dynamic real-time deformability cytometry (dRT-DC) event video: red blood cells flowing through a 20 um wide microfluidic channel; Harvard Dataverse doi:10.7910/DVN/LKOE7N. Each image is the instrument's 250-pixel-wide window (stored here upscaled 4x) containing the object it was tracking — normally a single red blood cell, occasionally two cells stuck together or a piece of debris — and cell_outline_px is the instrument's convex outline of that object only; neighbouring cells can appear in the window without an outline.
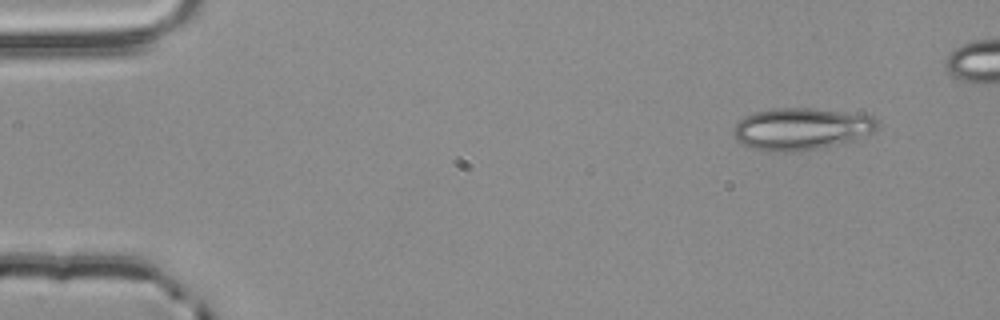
{"species": "common noctule bat (a hibernating species)", "species_latin": "Nyctalus noctula", "temperature_condition": "room temperature", "stored_images_in_passage": 4, "camera_frame_rate_fps": 3000, "um_per_image_px": 0.085, "animal": {"sex": "male", "body_mass_g": 20.4}, "frame": {"image": 1, "passage_image": 1, "time_ms": 0.0, "image_size_px": [1000, 320], "cell_outline_px": [[876, 128], [872, 132], [856, 140], [820, 148], [796, 152], [772, 152], [748, 148], [740, 144], [736, 140], [732, 132], [732, 128], [744, 116], [756, 112], [772, 108], [816, 108], [872, 116], [876, 120]], "centroid_in_image_um": [68.03, 10.97], "position_along_channel_um": 17.0, "area_um2": 35.55}}